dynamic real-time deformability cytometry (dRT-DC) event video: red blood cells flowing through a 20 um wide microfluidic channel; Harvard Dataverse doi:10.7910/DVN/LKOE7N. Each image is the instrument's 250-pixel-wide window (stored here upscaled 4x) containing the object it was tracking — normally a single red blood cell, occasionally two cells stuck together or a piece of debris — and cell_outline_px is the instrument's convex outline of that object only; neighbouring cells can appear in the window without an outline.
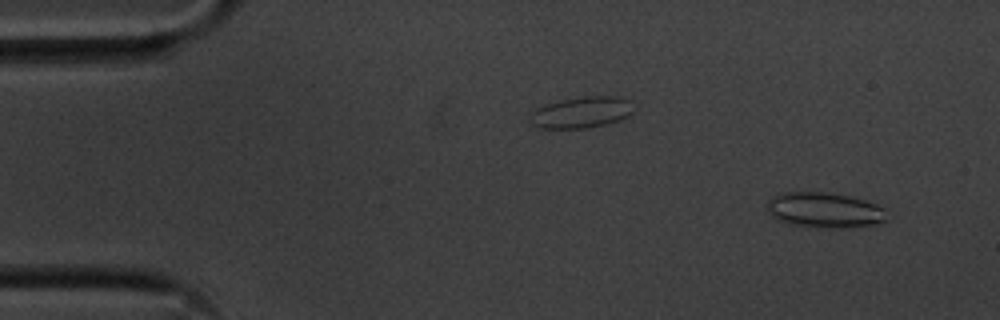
{"species": "common noctule bat (a hibernating species)", "species_latin": "Nyctalus noctula", "temperature_condition": "cold", "stored_images_in_passage": 13, "camera_frame_rate_fps": 3000, "um_per_image_px": 0.085, "animal": {"sex": "male", "body_mass_g": 20.1, "forearm_length_mm": 53.5}, "frame": {"image": 1, "passage_image": 4, "time_ms": 1.0, "image_size_px": [1000, 320], "cell_outline_px": [[888, 220], [876, 224], [844, 228], [816, 228], [788, 224], [776, 220], [768, 212], [768, 200], [772, 196], [784, 192], [828, 192], [852, 196], [876, 204], [884, 208]], "centroid_in_image_um": [70.08, 17.87], "position_along_channel_um": 14.9, "area_um2": 25.09}}